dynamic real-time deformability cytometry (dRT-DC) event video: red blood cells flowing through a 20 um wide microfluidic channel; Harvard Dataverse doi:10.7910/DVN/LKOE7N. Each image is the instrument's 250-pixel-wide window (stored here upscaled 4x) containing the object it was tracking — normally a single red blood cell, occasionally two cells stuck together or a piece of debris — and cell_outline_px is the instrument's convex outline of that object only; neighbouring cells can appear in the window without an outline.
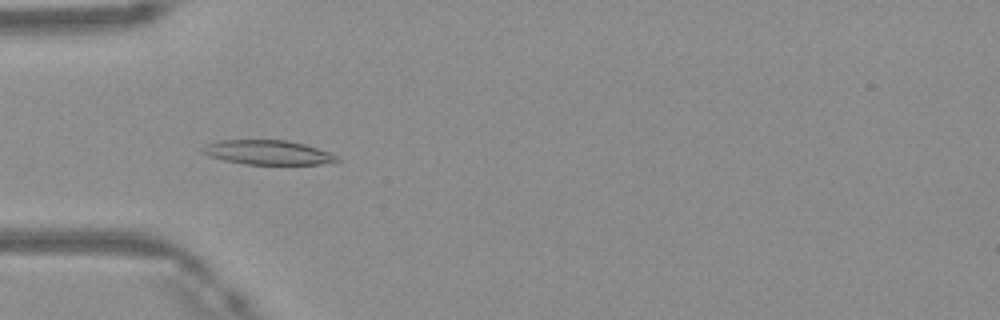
{"species": "Egyptian fruit bat (a non-hibernating species)", "species_latin": "Rousettus aegyptiacus", "temperature_condition": "warm", "stored_images_in_passage": 38, "camera_frame_rate_fps": 3000, "um_per_image_px": 0.085, "frame": {"image": 1, "passage_image": 5, "time_ms": 1.333, "image_size_px": [1000, 320], "cell_outline_px": [[340, 160], [320, 164], [244, 164], [224, 160], [208, 156], [200, 152], [200, 148], [208, 144], [220, 140], [284, 140], [304, 144], [340, 156]], "centroid_in_image_um": [22.73, 12.96], "position_along_channel_um": 62.3, "area_um2": 19.02}}
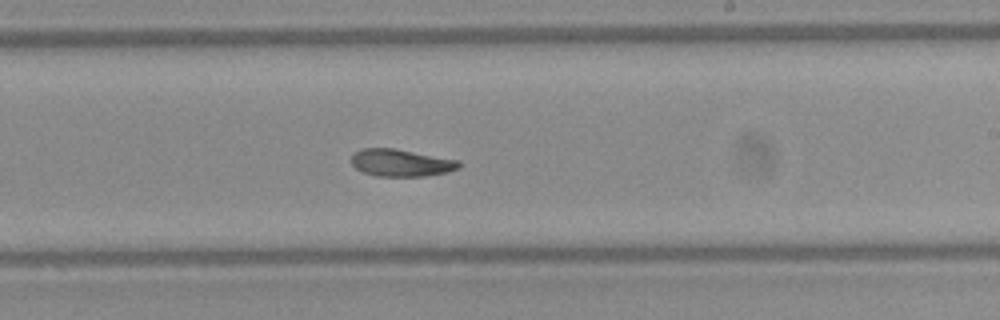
{"frame": {"image": 2, "passage_image": 19, "time_ms": 6.0, "image_size_px": [1000, 320], "cell_outline_px": [[460, 168], [448, 172], [424, 176], [376, 176], [364, 172], [356, 168], [352, 164], [352, 152], [364, 148], [392, 148], [460, 160]], "centroid_in_image_um": [34.1, 13.84], "position_along_channel_um": 254.9, "area_um2": 17.05}}
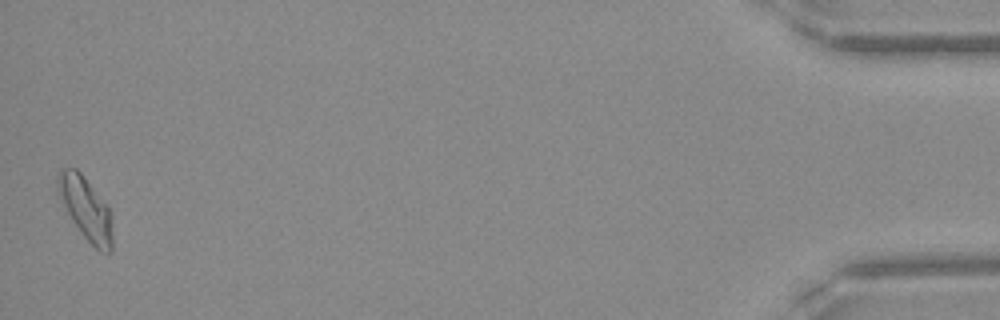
{"frame": {"image": 3, "passage_image": 38, "time_ms": 12.333, "image_size_px": [1000, 320], "cell_outline_px": [[112, 252], [100, 252], [84, 236], [72, 220], [56, 192], [56, 176], [60, 168], [76, 168], [80, 172], [108, 208], [112, 216]], "centroid_in_image_um": [7.26, 17.71], "position_along_channel_um": 427.9, "area_um2": 19.77}, "authors_computed_cell_mechanics": {"area_um2": 17.8602, "velocity_mm_per_s": 4.1644, "shape_relaxation_time_tau1_ms": null, "shape_relaxation_time_tau2_ms": 6.9508, "deformation_change_tau1": null, "deformation_change_tau2": 0.1421}}